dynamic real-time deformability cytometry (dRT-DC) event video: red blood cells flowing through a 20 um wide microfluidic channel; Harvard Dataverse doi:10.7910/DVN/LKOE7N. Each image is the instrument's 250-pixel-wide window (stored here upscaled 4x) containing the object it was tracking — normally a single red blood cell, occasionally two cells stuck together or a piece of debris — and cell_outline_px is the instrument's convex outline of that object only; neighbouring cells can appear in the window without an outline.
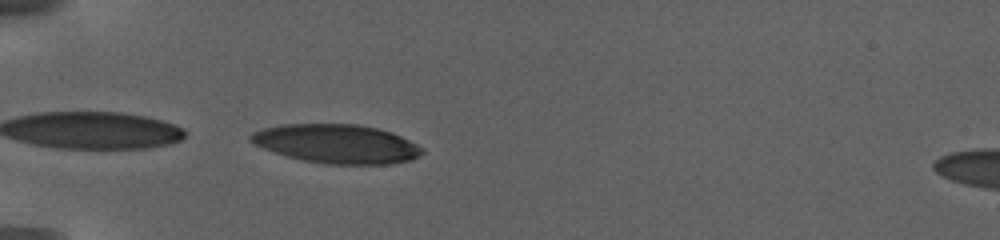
{"species": "human", "species_latin": "Homo sapiens", "temperature_condition": "warm", "stored_images_in_passage": 46, "camera_frame_rate_fps": 3000, "um_per_image_px": 0.085, "donor": {"sex": "female"}, "frame": {"image": 1, "passage_image": 1, "time_ms": 0.0, "image_size_px": [1000, 240], "cell_outline_px": [[424, 152], [412, 160], [384, 164], [328, 164], [300, 160], [264, 148], [248, 140], [248, 136], [252, 132], [264, 128], [284, 124], [356, 124], [376, 128], [392, 132], [424, 148]], "centroid_in_image_um": [28.62, 12.22], "position_along_channel_um": 56.4, "area_um2": 38.67}}
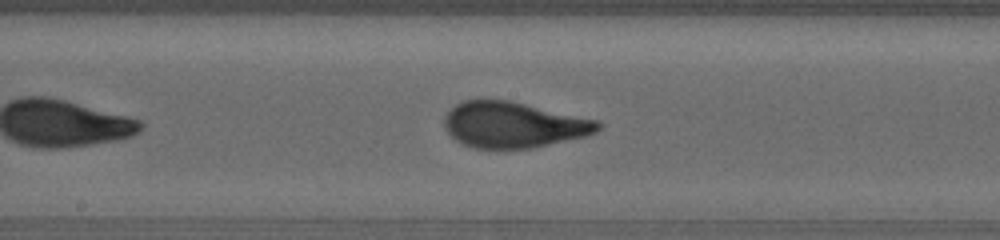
{"frame": {"image": 2, "passage_image": 18, "time_ms": 5.667, "image_size_px": [1000, 240], "cell_outline_px": [[604, 124], [596, 132], [584, 136], [532, 148], [472, 148], [460, 144], [444, 128], [444, 120], [448, 112], [456, 104], [464, 100], [508, 100], [600, 120]], "centroid_in_image_um": [43.66, 10.61], "position_along_channel_um": 204.5, "area_um2": 40.98}}
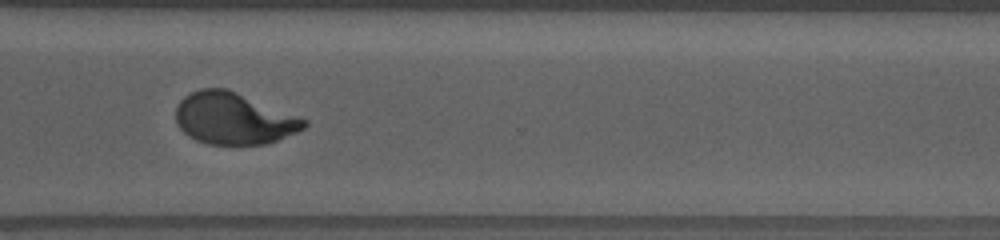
{"frame": {"image": 3, "passage_image": 33, "time_ms": 10.667, "image_size_px": [1000, 240], "cell_outline_px": [[308, 124], [304, 128], [296, 132], [276, 140], [264, 144], [208, 144], [196, 140], [188, 136], [180, 128], [176, 120], [176, 108], [180, 100], [184, 96], [200, 88], [224, 88], [308, 120]], "centroid_in_image_um": [19.82, 10.08], "position_along_channel_um": 350.8, "area_um2": 38.03}, "authors_computed_cell_mechanics": {"area_um2": 40.0554, "velocity_mm_per_s": 2.9247, "shape_relaxation_time_tau1_ms": 7.0118, "shape_relaxation_time_tau2_ms": null, "deformation_change_tau1": 0.2476, "deformation_change_tau2": null}}